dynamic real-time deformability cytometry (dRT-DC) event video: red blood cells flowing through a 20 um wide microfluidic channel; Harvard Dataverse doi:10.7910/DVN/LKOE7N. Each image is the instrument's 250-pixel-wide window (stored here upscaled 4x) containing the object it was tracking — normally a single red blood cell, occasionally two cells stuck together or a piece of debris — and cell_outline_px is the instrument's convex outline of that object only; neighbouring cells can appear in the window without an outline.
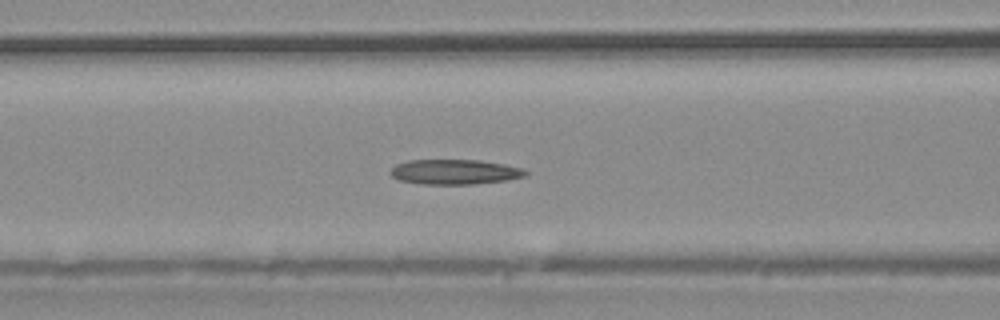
{"species": "common noctule bat (a hibernating species)", "species_latin": "Nyctalus noctula", "temperature_condition": "warm", "stored_images_in_passage": 38, "camera_frame_rate_fps": 3000, "um_per_image_px": 0.085, "animal": {"sex": "male", "body_mass_g": 20.4}, "frame": {"image": 1, "passage_image": 16, "time_ms": 5.0, "image_size_px": [1000, 320], "cell_outline_px": [[528, 176], [508, 180], [472, 184], [420, 184], [396, 180], [388, 172], [396, 164], [408, 160], [480, 160], [504, 164], [520, 168], [528, 172]], "centroid_in_image_um": [38.62, 14.61], "position_along_channel_um": 128.0, "area_um2": 19.83}}
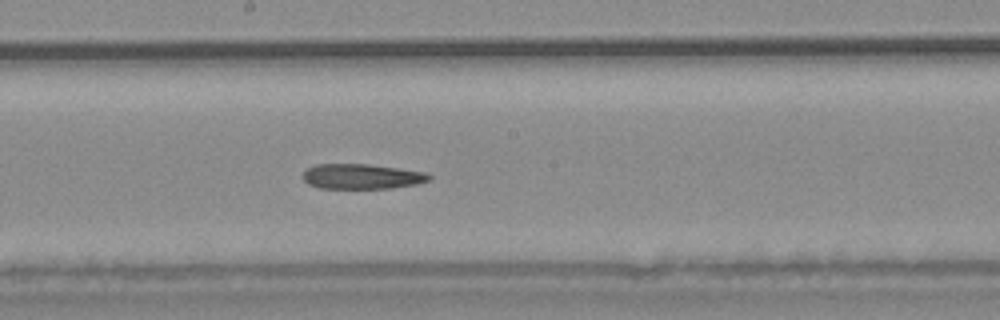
{"frame": {"image": 2, "passage_image": 21, "time_ms": 6.667, "image_size_px": [1000, 320], "cell_outline_px": [[432, 176], [428, 180], [416, 184], [392, 188], [320, 188], [308, 184], [304, 180], [304, 172], [308, 168], [316, 164], [368, 164], [424, 172]], "centroid_in_image_um": [30.73, 15.0], "position_along_channel_um": 217.5, "area_um2": 18.21}}
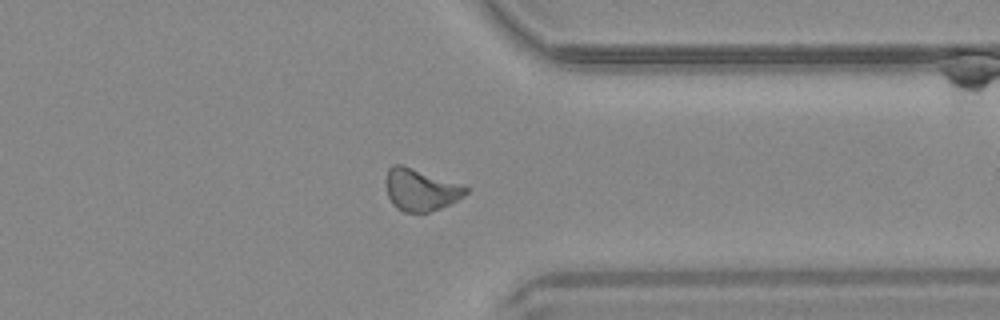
{"frame": {"image": 3, "passage_image": 30, "time_ms": 9.667, "image_size_px": [1000, 320], "cell_outline_px": [[472, 188], [464, 196], [440, 208], [428, 212], [404, 212], [396, 208], [392, 204], [388, 196], [384, 180], [388, 168], [392, 164], [400, 164], [464, 184]], "centroid_in_image_um": [35.76, 16.11], "position_along_channel_um": 375.6, "area_um2": 19.88}}